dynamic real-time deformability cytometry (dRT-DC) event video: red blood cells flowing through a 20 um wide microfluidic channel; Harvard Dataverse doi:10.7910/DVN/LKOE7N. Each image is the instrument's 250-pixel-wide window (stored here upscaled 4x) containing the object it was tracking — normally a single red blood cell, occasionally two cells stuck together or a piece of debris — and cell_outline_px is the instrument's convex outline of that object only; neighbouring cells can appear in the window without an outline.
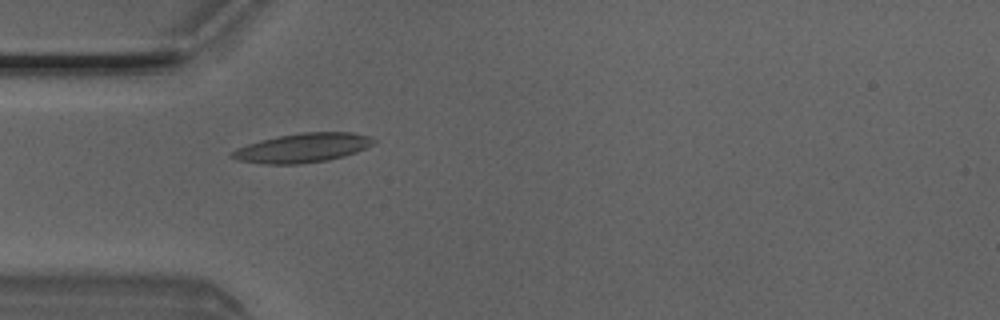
{"species": "Egyptian fruit bat (a non-hibernating species)", "species_latin": "Rousettus aegyptiacus", "temperature_condition": "room temperature", "stored_images_in_passage": 1, "camera_frame_rate_fps": 3000, "um_per_image_px": 0.085, "animal": {"sex": "male"}, "frame": {"image": 1, "passage_image": 1, "time_ms": 0.0, "image_size_px": [1000, 320], "cell_outline_px": [[376, 140], [372, 144], [356, 152], [344, 156], [328, 160], [296, 164], [260, 164], [240, 160], [228, 156], [228, 152], [236, 148], [260, 140], [276, 136], [300, 132], [352, 132], [368, 136]], "centroid_in_image_um": [25.66, 12.56], "position_along_channel_um": 59.3, "area_um2": 24.16}}